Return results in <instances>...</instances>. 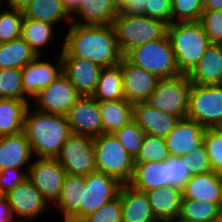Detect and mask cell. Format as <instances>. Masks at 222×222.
<instances>
[{"instance_id":"obj_1","label":"cell","mask_w":222,"mask_h":222,"mask_svg":"<svg viewBox=\"0 0 222 222\" xmlns=\"http://www.w3.org/2000/svg\"><path fill=\"white\" fill-rule=\"evenodd\" d=\"M65 31L61 57H76L90 60L100 67L117 65L124 57L121 53L115 30L111 25L83 26L71 23Z\"/></svg>"},{"instance_id":"obj_2","label":"cell","mask_w":222,"mask_h":222,"mask_svg":"<svg viewBox=\"0 0 222 222\" xmlns=\"http://www.w3.org/2000/svg\"><path fill=\"white\" fill-rule=\"evenodd\" d=\"M29 105L24 116L23 131L34 157L56 158L73 133L66 116L50 114ZM36 154V155H35Z\"/></svg>"},{"instance_id":"obj_3","label":"cell","mask_w":222,"mask_h":222,"mask_svg":"<svg viewBox=\"0 0 222 222\" xmlns=\"http://www.w3.org/2000/svg\"><path fill=\"white\" fill-rule=\"evenodd\" d=\"M176 65L180 74L189 75L212 44L200 21L167 25Z\"/></svg>"},{"instance_id":"obj_4","label":"cell","mask_w":222,"mask_h":222,"mask_svg":"<svg viewBox=\"0 0 222 222\" xmlns=\"http://www.w3.org/2000/svg\"><path fill=\"white\" fill-rule=\"evenodd\" d=\"M112 26L123 56L131 49L160 39L167 34L166 23L145 15H126L118 12Z\"/></svg>"},{"instance_id":"obj_5","label":"cell","mask_w":222,"mask_h":222,"mask_svg":"<svg viewBox=\"0 0 222 222\" xmlns=\"http://www.w3.org/2000/svg\"><path fill=\"white\" fill-rule=\"evenodd\" d=\"M97 171L129 184L134 175V158L114 134L93 137Z\"/></svg>"},{"instance_id":"obj_6","label":"cell","mask_w":222,"mask_h":222,"mask_svg":"<svg viewBox=\"0 0 222 222\" xmlns=\"http://www.w3.org/2000/svg\"><path fill=\"white\" fill-rule=\"evenodd\" d=\"M131 64L145 69L159 79L180 75L168 35L131 49L124 56Z\"/></svg>"},{"instance_id":"obj_7","label":"cell","mask_w":222,"mask_h":222,"mask_svg":"<svg viewBox=\"0 0 222 222\" xmlns=\"http://www.w3.org/2000/svg\"><path fill=\"white\" fill-rule=\"evenodd\" d=\"M187 118L204 128H215L222 123V84H191Z\"/></svg>"},{"instance_id":"obj_8","label":"cell","mask_w":222,"mask_h":222,"mask_svg":"<svg viewBox=\"0 0 222 222\" xmlns=\"http://www.w3.org/2000/svg\"><path fill=\"white\" fill-rule=\"evenodd\" d=\"M191 84L188 75L184 74L159 79L156 89L146 103L179 119L187 118Z\"/></svg>"},{"instance_id":"obj_9","label":"cell","mask_w":222,"mask_h":222,"mask_svg":"<svg viewBox=\"0 0 222 222\" xmlns=\"http://www.w3.org/2000/svg\"><path fill=\"white\" fill-rule=\"evenodd\" d=\"M56 159L68 175L87 176L97 171L93 137L72 133Z\"/></svg>"},{"instance_id":"obj_10","label":"cell","mask_w":222,"mask_h":222,"mask_svg":"<svg viewBox=\"0 0 222 222\" xmlns=\"http://www.w3.org/2000/svg\"><path fill=\"white\" fill-rule=\"evenodd\" d=\"M81 96L62 72L47 88L33 98L30 105L35 104V109L43 112L66 116Z\"/></svg>"},{"instance_id":"obj_11","label":"cell","mask_w":222,"mask_h":222,"mask_svg":"<svg viewBox=\"0 0 222 222\" xmlns=\"http://www.w3.org/2000/svg\"><path fill=\"white\" fill-rule=\"evenodd\" d=\"M66 176L67 173L56 158L34 157L27 179L52 205L60 196Z\"/></svg>"},{"instance_id":"obj_12","label":"cell","mask_w":222,"mask_h":222,"mask_svg":"<svg viewBox=\"0 0 222 222\" xmlns=\"http://www.w3.org/2000/svg\"><path fill=\"white\" fill-rule=\"evenodd\" d=\"M121 186L122 183L116 178L100 171H94L85 176L81 220L118 197Z\"/></svg>"},{"instance_id":"obj_13","label":"cell","mask_w":222,"mask_h":222,"mask_svg":"<svg viewBox=\"0 0 222 222\" xmlns=\"http://www.w3.org/2000/svg\"><path fill=\"white\" fill-rule=\"evenodd\" d=\"M6 198L14 217L20 221L35 222L47 209H51L50 203L28 179L7 193Z\"/></svg>"},{"instance_id":"obj_14","label":"cell","mask_w":222,"mask_h":222,"mask_svg":"<svg viewBox=\"0 0 222 222\" xmlns=\"http://www.w3.org/2000/svg\"><path fill=\"white\" fill-rule=\"evenodd\" d=\"M61 50L57 52L55 62L42 59L38 55L31 63L21 69L22 87L25 96L32 101L33 98L62 73ZM43 61H42V60Z\"/></svg>"},{"instance_id":"obj_15","label":"cell","mask_w":222,"mask_h":222,"mask_svg":"<svg viewBox=\"0 0 222 222\" xmlns=\"http://www.w3.org/2000/svg\"><path fill=\"white\" fill-rule=\"evenodd\" d=\"M74 134L96 137L103 134L99 101L92 96H81L66 115Z\"/></svg>"},{"instance_id":"obj_16","label":"cell","mask_w":222,"mask_h":222,"mask_svg":"<svg viewBox=\"0 0 222 222\" xmlns=\"http://www.w3.org/2000/svg\"><path fill=\"white\" fill-rule=\"evenodd\" d=\"M124 98L132 104L146 102L156 89L159 78L131 64L125 57L121 60Z\"/></svg>"},{"instance_id":"obj_17","label":"cell","mask_w":222,"mask_h":222,"mask_svg":"<svg viewBox=\"0 0 222 222\" xmlns=\"http://www.w3.org/2000/svg\"><path fill=\"white\" fill-rule=\"evenodd\" d=\"M206 128L189 118L180 119L164 138L170 156L184 157L192 149L204 144Z\"/></svg>"},{"instance_id":"obj_18","label":"cell","mask_w":222,"mask_h":222,"mask_svg":"<svg viewBox=\"0 0 222 222\" xmlns=\"http://www.w3.org/2000/svg\"><path fill=\"white\" fill-rule=\"evenodd\" d=\"M62 72L82 96L95 92L102 67L90 60L76 57H61Z\"/></svg>"},{"instance_id":"obj_19","label":"cell","mask_w":222,"mask_h":222,"mask_svg":"<svg viewBox=\"0 0 222 222\" xmlns=\"http://www.w3.org/2000/svg\"><path fill=\"white\" fill-rule=\"evenodd\" d=\"M85 176L68 175L64 179L60 196L51 205L62 216V222H80Z\"/></svg>"},{"instance_id":"obj_20","label":"cell","mask_w":222,"mask_h":222,"mask_svg":"<svg viewBox=\"0 0 222 222\" xmlns=\"http://www.w3.org/2000/svg\"><path fill=\"white\" fill-rule=\"evenodd\" d=\"M133 120L145 134L165 138L180 119L158 110L146 102H140L133 104Z\"/></svg>"},{"instance_id":"obj_21","label":"cell","mask_w":222,"mask_h":222,"mask_svg":"<svg viewBox=\"0 0 222 222\" xmlns=\"http://www.w3.org/2000/svg\"><path fill=\"white\" fill-rule=\"evenodd\" d=\"M34 159L24 131L0 137V171L7 168H29Z\"/></svg>"},{"instance_id":"obj_22","label":"cell","mask_w":222,"mask_h":222,"mask_svg":"<svg viewBox=\"0 0 222 222\" xmlns=\"http://www.w3.org/2000/svg\"><path fill=\"white\" fill-rule=\"evenodd\" d=\"M112 0H81L71 14V23L83 26H106L117 16Z\"/></svg>"},{"instance_id":"obj_23","label":"cell","mask_w":222,"mask_h":222,"mask_svg":"<svg viewBox=\"0 0 222 222\" xmlns=\"http://www.w3.org/2000/svg\"><path fill=\"white\" fill-rule=\"evenodd\" d=\"M134 175L129 183L133 188L146 192L172 186L169 182V158L166 161L134 163Z\"/></svg>"},{"instance_id":"obj_24","label":"cell","mask_w":222,"mask_h":222,"mask_svg":"<svg viewBox=\"0 0 222 222\" xmlns=\"http://www.w3.org/2000/svg\"><path fill=\"white\" fill-rule=\"evenodd\" d=\"M182 198L222 203V175L213 172L191 175L182 189Z\"/></svg>"},{"instance_id":"obj_25","label":"cell","mask_w":222,"mask_h":222,"mask_svg":"<svg viewBox=\"0 0 222 222\" xmlns=\"http://www.w3.org/2000/svg\"><path fill=\"white\" fill-rule=\"evenodd\" d=\"M118 196L121 198L122 222H158L151 210L145 192L122 184Z\"/></svg>"},{"instance_id":"obj_26","label":"cell","mask_w":222,"mask_h":222,"mask_svg":"<svg viewBox=\"0 0 222 222\" xmlns=\"http://www.w3.org/2000/svg\"><path fill=\"white\" fill-rule=\"evenodd\" d=\"M145 193L152 213L158 222H167L178 217L183 196L180 187L168 186L152 189Z\"/></svg>"},{"instance_id":"obj_27","label":"cell","mask_w":222,"mask_h":222,"mask_svg":"<svg viewBox=\"0 0 222 222\" xmlns=\"http://www.w3.org/2000/svg\"><path fill=\"white\" fill-rule=\"evenodd\" d=\"M188 77L195 85L222 84V44H211Z\"/></svg>"},{"instance_id":"obj_28","label":"cell","mask_w":222,"mask_h":222,"mask_svg":"<svg viewBox=\"0 0 222 222\" xmlns=\"http://www.w3.org/2000/svg\"><path fill=\"white\" fill-rule=\"evenodd\" d=\"M103 134H114L133 120V104L125 98L114 101H99Z\"/></svg>"},{"instance_id":"obj_29","label":"cell","mask_w":222,"mask_h":222,"mask_svg":"<svg viewBox=\"0 0 222 222\" xmlns=\"http://www.w3.org/2000/svg\"><path fill=\"white\" fill-rule=\"evenodd\" d=\"M25 18L43 21L58 27L62 22L71 24V15L64 8L62 0H32L23 11Z\"/></svg>"},{"instance_id":"obj_30","label":"cell","mask_w":222,"mask_h":222,"mask_svg":"<svg viewBox=\"0 0 222 222\" xmlns=\"http://www.w3.org/2000/svg\"><path fill=\"white\" fill-rule=\"evenodd\" d=\"M30 102V100L0 98V137L23 131L24 116Z\"/></svg>"},{"instance_id":"obj_31","label":"cell","mask_w":222,"mask_h":222,"mask_svg":"<svg viewBox=\"0 0 222 222\" xmlns=\"http://www.w3.org/2000/svg\"><path fill=\"white\" fill-rule=\"evenodd\" d=\"M38 54L21 37L0 44V69H22L31 63Z\"/></svg>"},{"instance_id":"obj_32","label":"cell","mask_w":222,"mask_h":222,"mask_svg":"<svg viewBox=\"0 0 222 222\" xmlns=\"http://www.w3.org/2000/svg\"><path fill=\"white\" fill-rule=\"evenodd\" d=\"M55 27L53 24L24 17L20 37L24 39L38 55H42L45 58L43 53L46 52L43 51H45L46 47L50 46L53 38H56L54 35Z\"/></svg>"},{"instance_id":"obj_33","label":"cell","mask_w":222,"mask_h":222,"mask_svg":"<svg viewBox=\"0 0 222 222\" xmlns=\"http://www.w3.org/2000/svg\"><path fill=\"white\" fill-rule=\"evenodd\" d=\"M92 97L98 101H114L124 98L121 62L102 68Z\"/></svg>"},{"instance_id":"obj_34","label":"cell","mask_w":222,"mask_h":222,"mask_svg":"<svg viewBox=\"0 0 222 222\" xmlns=\"http://www.w3.org/2000/svg\"><path fill=\"white\" fill-rule=\"evenodd\" d=\"M221 204L182 198L178 217L191 222H213Z\"/></svg>"},{"instance_id":"obj_35","label":"cell","mask_w":222,"mask_h":222,"mask_svg":"<svg viewBox=\"0 0 222 222\" xmlns=\"http://www.w3.org/2000/svg\"><path fill=\"white\" fill-rule=\"evenodd\" d=\"M23 18L22 11L0 5V44L20 38Z\"/></svg>"},{"instance_id":"obj_36","label":"cell","mask_w":222,"mask_h":222,"mask_svg":"<svg viewBox=\"0 0 222 222\" xmlns=\"http://www.w3.org/2000/svg\"><path fill=\"white\" fill-rule=\"evenodd\" d=\"M170 157L165 139L145 134L134 163L166 161Z\"/></svg>"},{"instance_id":"obj_37","label":"cell","mask_w":222,"mask_h":222,"mask_svg":"<svg viewBox=\"0 0 222 222\" xmlns=\"http://www.w3.org/2000/svg\"><path fill=\"white\" fill-rule=\"evenodd\" d=\"M0 98L29 100L23 92L21 69H0Z\"/></svg>"},{"instance_id":"obj_38","label":"cell","mask_w":222,"mask_h":222,"mask_svg":"<svg viewBox=\"0 0 222 222\" xmlns=\"http://www.w3.org/2000/svg\"><path fill=\"white\" fill-rule=\"evenodd\" d=\"M203 11V0H172L171 23L200 21Z\"/></svg>"},{"instance_id":"obj_39","label":"cell","mask_w":222,"mask_h":222,"mask_svg":"<svg viewBox=\"0 0 222 222\" xmlns=\"http://www.w3.org/2000/svg\"><path fill=\"white\" fill-rule=\"evenodd\" d=\"M114 135L126 148L127 152L135 159L139 154L145 136L142 128L134 120H131L128 124L116 131Z\"/></svg>"},{"instance_id":"obj_40","label":"cell","mask_w":222,"mask_h":222,"mask_svg":"<svg viewBox=\"0 0 222 222\" xmlns=\"http://www.w3.org/2000/svg\"><path fill=\"white\" fill-rule=\"evenodd\" d=\"M204 144L213 171L222 175V135L214 128H206Z\"/></svg>"},{"instance_id":"obj_41","label":"cell","mask_w":222,"mask_h":222,"mask_svg":"<svg viewBox=\"0 0 222 222\" xmlns=\"http://www.w3.org/2000/svg\"><path fill=\"white\" fill-rule=\"evenodd\" d=\"M121 213V198L118 196L101 206L96 212L84 217L80 222H122Z\"/></svg>"},{"instance_id":"obj_42","label":"cell","mask_w":222,"mask_h":222,"mask_svg":"<svg viewBox=\"0 0 222 222\" xmlns=\"http://www.w3.org/2000/svg\"><path fill=\"white\" fill-rule=\"evenodd\" d=\"M183 159L192 175L213 172L205 144L192 149Z\"/></svg>"},{"instance_id":"obj_43","label":"cell","mask_w":222,"mask_h":222,"mask_svg":"<svg viewBox=\"0 0 222 222\" xmlns=\"http://www.w3.org/2000/svg\"><path fill=\"white\" fill-rule=\"evenodd\" d=\"M200 22L212 44H222V9L204 10Z\"/></svg>"},{"instance_id":"obj_44","label":"cell","mask_w":222,"mask_h":222,"mask_svg":"<svg viewBox=\"0 0 222 222\" xmlns=\"http://www.w3.org/2000/svg\"><path fill=\"white\" fill-rule=\"evenodd\" d=\"M169 182L172 186L184 188L186 181L192 175L188 165L185 163L182 157H169Z\"/></svg>"},{"instance_id":"obj_45","label":"cell","mask_w":222,"mask_h":222,"mask_svg":"<svg viewBox=\"0 0 222 222\" xmlns=\"http://www.w3.org/2000/svg\"><path fill=\"white\" fill-rule=\"evenodd\" d=\"M172 0H145V16L161 20L167 25L171 24Z\"/></svg>"},{"instance_id":"obj_46","label":"cell","mask_w":222,"mask_h":222,"mask_svg":"<svg viewBox=\"0 0 222 222\" xmlns=\"http://www.w3.org/2000/svg\"><path fill=\"white\" fill-rule=\"evenodd\" d=\"M29 168H7L0 171V188L5 194L9 193L18 184L28 177Z\"/></svg>"},{"instance_id":"obj_47","label":"cell","mask_w":222,"mask_h":222,"mask_svg":"<svg viewBox=\"0 0 222 222\" xmlns=\"http://www.w3.org/2000/svg\"><path fill=\"white\" fill-rule=\"evenodd\" d=\"M145 0H133V4H128L120 13L126 15H145Z\"/></svg>"},{"instance_id":"obj_48","label":"cell","mask_w":222,"mask_h":222,"mask_svg":"<svg viewBox=\"0 0 222 222\" xmlns=\"http://www.w3.org/2000/svg\"><path fill=\"white\" fill-rule=\"evenodd\" d=\"M16 220L7 198L0 202V222H12Z\"/></svg>"},{"instance_id":"obj_49","label":"cell","mask_w":222,"mask_h":222,"mask_svg":"<svg viewBox=\"0 0 222 222\" xmlns=\"http://www.w3.org/2000/svg\"><path fill=\"white\" fill-rule=\"evenodd\" d=\"M31 1L32 0H2V5L23 12L29 6Z\"/></svg>"},{"instance_id":"obj_50","label":"cell","mask_w":222,"mask_h":222,"mask_svg":"<svg viewBox=\"0 0 222 222\" xmlns=\"http://www.w3.org/2000/svg\"><path fill=\"white\" fill-rule=\"evenodd\" d=\"M204 10H221L222 9V0H203Z\"/></svg>"},{"instance_id":"obj_51","label":"cell","mask_w":222,"mask_h":222,"mask_svg":"<svg viewBox=\"0 0 222 222\" xmlns=\"http://www.w3.org/2000/svg\"><path fill=\"white\" fill-rule=\"evenodd\" d=\"M64 8L71 15L79 6L81 0H62Z\"/></svg>"},{"instance_id":"obj_52","label":"cell","mask_w":222,"mask_h":222,"mask_svg":"<svg viewBox=\"0 0 222 222\" xmlns=\"http://www.w3.org/2000/svg\"><path fill=\"white\" fill-rule=\"evenodd\" d=\"M118 12H121L128 4H133V0H112Z\"/></svg>"},{"instance_id":"obj_53","label":"cell","mask_w":222,"mask_h":222,"mask_svg":"<svg viewBox=\"0 0 222 222\" xmlns=\"http://www.w3.org/2000/svg\"><path fill=\"white\" fill-rule=\"evenodd\" d=\"M213 222H222V208L219 210L217 216L214 218Z\"/></svg>"},{"instance_id":"obj_54","label":"cell","mask_w":222,"mask_h":222,"mask_svg":"<svg viewBox=\"0 0 222 222\" xmlns=\"http://www.w3.org/2000/svg\"><path fill=\"white\" fill-rule=\"evenodd\" d=\"M167 222H191V221H187V220H184L180 217H176L173 220H170V221H167Z\"/></svg>"},{"instance_id":"obj_55","label":"cell","mask_w":222,"mask_h":222,"mask_svg":"<svg viewBox=\"0 0 222 222\" xmlns=\"http://www.w3.org/2000/svg\"><path fill=\"white\" fill-rule=\"evenodd\" d=\"M6 198V194L3 192V190L0 188V202L3 201Z\"/></svg>"},{"instance_id":"obj_56","label":"cell","mask_w":222,"mask_h":222,"mask_svg":"<svg viewBox=\"0 0 222 222\" xmlns=\"http://www.w3.org/2000/svg\"><path fill=\"white\" fill-rule=\"evenodd\" d=\"M214 129H216L222 135V123L218 124Z\"/></svg>"},{"instance_id":"obj_57","label":"cell","mask_w":222,"mask_h":222,"mask_svg":"<svg viewBox=\"0 0 222 222\" xmlns=\"http://www.w3.org/2000/svg\"><path fill=\"white\" fill-rule=\"evenodd\" d=\"M12 222H27V221H20V220H14ZM38 222V221H37Z\"/></svg>"}]
</instances>
